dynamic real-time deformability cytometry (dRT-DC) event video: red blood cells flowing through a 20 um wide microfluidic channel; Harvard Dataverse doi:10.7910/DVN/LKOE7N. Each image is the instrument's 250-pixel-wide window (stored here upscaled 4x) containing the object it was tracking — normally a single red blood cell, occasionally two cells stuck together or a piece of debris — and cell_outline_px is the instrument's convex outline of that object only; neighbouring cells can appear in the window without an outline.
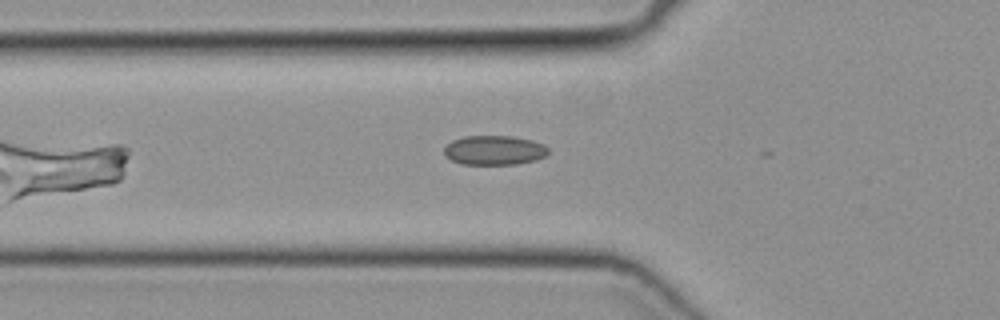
{"species": "common noctule bat (a hibernating species)", "species_latin": "Nyctalus noctula", "temperature_condition": "cold", "stored_images_in_passage": 5, "camera_frame_rate_fps": 3000, "um_per_image_px": 0.085, "animal": {"sex": "female", "body_mass_g": 19.3, "forearm_length_mm": 54.1}, "frame": {"image": 1, "passage_image": 3, "time_ms": 0.667, "image_size_px": [1000, 320], "cell_outline_px": [[548, 152], [544, 156], [536, 160], [516, 164], [460, 164], [444, 156], [444, 148], [452, 140], [464, 136], [512, 136], [532, 140], [544, 144], [548, 148]], "centroid_in_image_um": [42.0, 12.77], "position_along_channel_um": 83.8, "area_um2": 17.92}}